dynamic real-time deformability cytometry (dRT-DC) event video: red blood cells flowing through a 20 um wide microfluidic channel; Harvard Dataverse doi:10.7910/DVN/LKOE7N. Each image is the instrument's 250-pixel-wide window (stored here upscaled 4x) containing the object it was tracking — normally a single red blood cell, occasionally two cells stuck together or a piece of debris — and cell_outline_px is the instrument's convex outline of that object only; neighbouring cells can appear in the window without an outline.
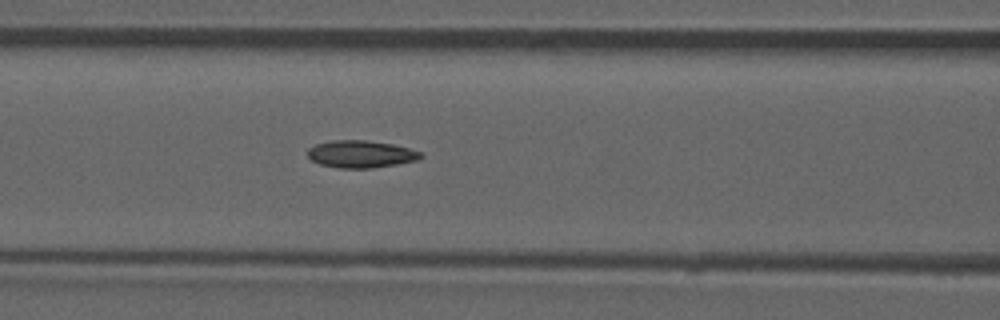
{"species": "common noctule bat (a hibernating species)", "species_latin": "Nyctalus noctula", "temperature_condition": "room temperature", "stored_images_in_passage": 38, "camera_frame_rate_fps": 3000, "um_per_image_px": 0.085, "animal": {"sex": "male", "forearm_length_mm": 52.5}, "frame": {"image": 1, "passage_image": 12, "time_ms": 3.667, "image_size_px": [1000, 320], "cell_outline_px": [[424, 156], [420, 160], [372, 168], [336, 168], [320, 164], [312, 160], [308, 156], [308, 148], [316, 144], [332, 140], [364, 140], [392, 144], [408, 148], [420, 152]], "centroid_in_image_um": [30.67, 13.1], "position_along_channel_um": 135.9, "area_um2": 17.98}, "authors_computed_cell_mechanics": {"area_um2": 17.5712, "velocity_mm_per_s": 3.8624, "shape_relaxation_time_tau1_ms": null, "shape_relaxation_time_tau2_ms": 5.8631, "deformation_change_tau1": null, "deformation_change_tau2": 0.1199}}